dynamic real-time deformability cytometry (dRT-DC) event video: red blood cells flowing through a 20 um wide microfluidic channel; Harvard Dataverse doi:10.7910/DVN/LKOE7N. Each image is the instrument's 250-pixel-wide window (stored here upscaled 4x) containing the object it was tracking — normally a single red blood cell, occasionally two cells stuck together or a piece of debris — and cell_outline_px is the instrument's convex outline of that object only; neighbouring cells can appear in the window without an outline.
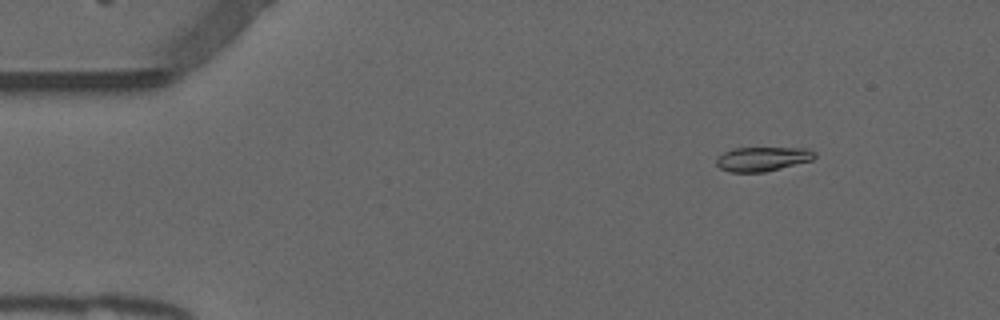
{"species": "common noctule bat (a hibernating species)", "species_latin": "Nyctalus noctula", "temperature_condition": "warm", "stored_images_in_passage": 10, "camera_frame_rate_fps": 3000, "um_per_image_px": 0.085, "animal": {"sex": "male", "forearm_length_mm": 52.5}, "frame": {"image": 1, "passage_image": 7, "time_ms": 2.0, "image_size_px": [1000, 320], "cell_outline_px": [[816, 156], [812, 160], [764, 172], [728, 172], [720, 168], [716, 164], [716, 160], [724, 152], [732, 148], [808, 148], [816, 152]], "centroid_in_image_um": [64.82, 13.51], "position_along_channel_um": 20.2, "area_um2": 13.87}}